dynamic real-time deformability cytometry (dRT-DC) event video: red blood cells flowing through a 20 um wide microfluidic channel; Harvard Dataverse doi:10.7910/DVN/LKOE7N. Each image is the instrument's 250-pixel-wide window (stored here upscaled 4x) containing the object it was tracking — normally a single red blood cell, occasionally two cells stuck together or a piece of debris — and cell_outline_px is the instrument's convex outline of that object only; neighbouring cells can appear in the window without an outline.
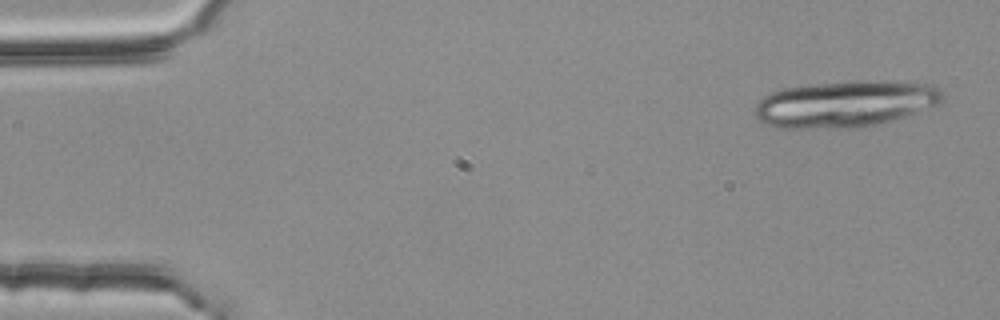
{"species": "common noctule bat (a hibernating species)", "species_latin": "Nyctalus noctula", "temperature_condition": "room temperature", "stored_images_in_passage": 4, "camera_frame_rate_fps": 3000, "um_per_image_px": 0.085, "animal": {"sex": "female", "body_mass_g": 25.1}, "frame": {"image": 1, "passage_image": 1, "time_ms": 0.0, "image_size_px": [1000, 320], "cell_outline_px": [[948, 96], [944, 104], [892, 120], [876, 124], [856, 128], [776, 128], [764, 124], [756, 116], [756, 104], [764, 96], [772, 92], [784, 88], [808, 84], [852, 80], [900, 80], [936, 84]], "centroid_in_image_um": [71.98, 8.8], "position_along_channel_um": 13.0, "area_um2": 52.25}}